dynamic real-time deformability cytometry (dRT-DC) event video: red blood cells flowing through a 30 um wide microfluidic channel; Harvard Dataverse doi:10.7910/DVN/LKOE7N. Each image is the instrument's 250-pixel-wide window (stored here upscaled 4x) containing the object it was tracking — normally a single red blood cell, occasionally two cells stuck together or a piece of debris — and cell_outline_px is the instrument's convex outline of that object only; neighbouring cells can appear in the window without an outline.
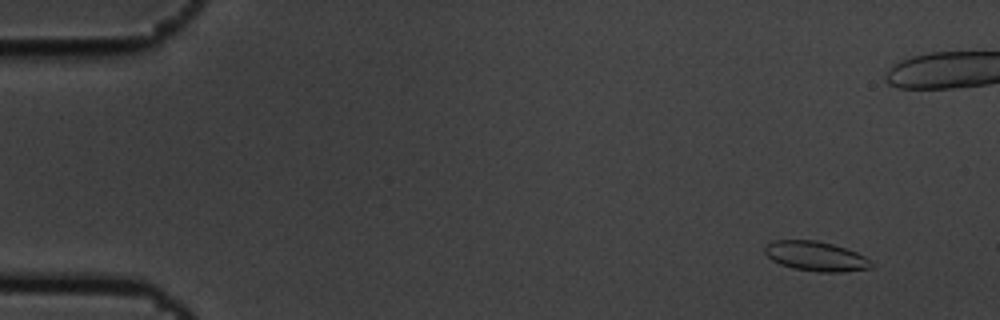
{"species": "common noctule bat (a hibernating species)", "species_latin": "Nyctalus noctula", "temperature_condition": "cold", "stored_images_in_passage": 6, "camera_frame_rate_fps": 3000, "um_per_image_px": 0.085, "animal": {"sex": "male", "body_mass_g": 19.5, "forearm_length_mm": 54.6}, "frame": {"image": 1, "passage_image": 2, "time_ms": 0.333, "image_size_px": [1000, 320], "cell_outline_px": [[872, 268], [840, 272], [820, 272], [792, 268], [780, 264], [772, 260], [764, 252], [764, 248], [768, 244], [776, 240], [816, 240], [832, 244], [856, 252], [864, 256], [872, 264]], "centroid_in_image_um": [69.33, 21.78], "position_along_channel_um": 15.7, "area_um2": 18.21}}